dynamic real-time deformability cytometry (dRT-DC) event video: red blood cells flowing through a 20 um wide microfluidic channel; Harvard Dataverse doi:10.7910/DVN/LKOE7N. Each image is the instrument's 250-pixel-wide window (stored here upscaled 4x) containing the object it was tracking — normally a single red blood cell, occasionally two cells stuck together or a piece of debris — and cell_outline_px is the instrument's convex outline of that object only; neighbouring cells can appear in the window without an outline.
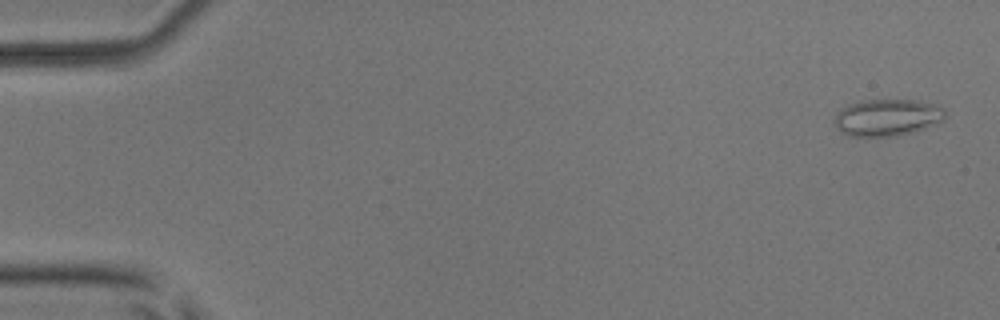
{"species": "common noctule bat (a hibernating species)", "species_latin": "Nyctalus noctula", "temperature_condition": "room temperature", "stored_images_in_passage": 53, "camera_frame_rate_fps": 3000, "um_per_image_px": 0.085, "animal": {"sex": "male", "body_mass_g": 17.9, "forearm_length_mm": 54.2}, "frame": {"image": 1, "passage_image": 2, "time_ms": 0.333, "image_size_px": [1000, 320], "cell_outline_px": [[948, 116], [944, 120], [936, 124], [916, 132], [896, 136], [848, 136], [840, 132], [836, 128], [836, 116], [848, 104], [864, 100], [916, 100], [940, 104], [944, 108]], "centroid_in_image_um": [75.52, 9.99], "position_along_channel_um": 9.5, "area_um2": 24.1}}
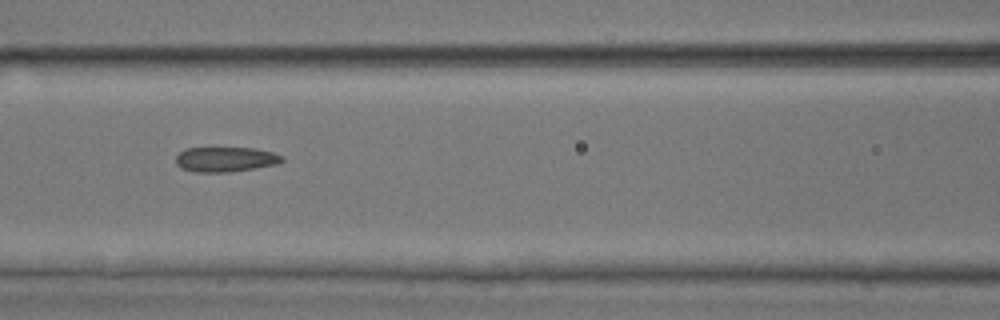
{"frame": {"image": 2, "passage_image": 24, "time_ms": 7.667, "image_size_px": [1000, 320], "cell_outline_px": [[284, 160], [276, 164], [228, 172], [196, 172], [180, 168], [176, 164], [176, 156], [184, 148], [256, 148], [272, 152], [284, 156]], "centroid_in_image_um": [19.15, 13.54], "position_along_channel_um": 147.5, "area_um2": 15.37}}
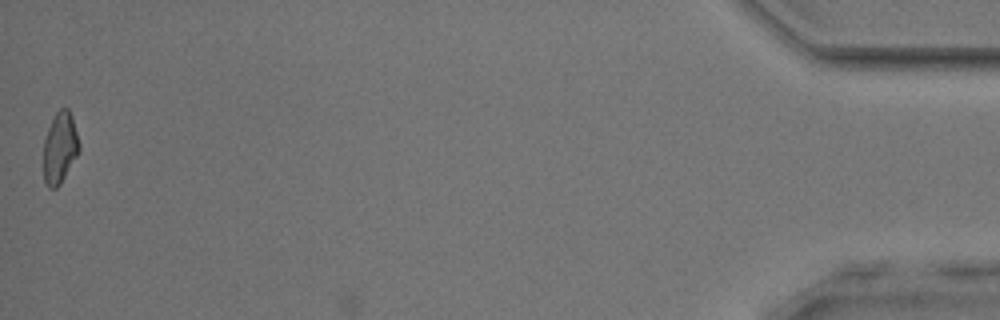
{"frame": {"image": 3, "passage_image": 53, "time_ms": 17.333, "image_size_px": [1000, 320], "cell_outline_px": [[80, 148], [76, 156], [60, 184], [56, 188], [48, 188], [44, 180], [44, 140], [48, 128], [56, 112], [60, 108], [68, 108], [72, 116], [80, 144]], "centroid_in_image_um": [5.09, 12.55], "position_along_channel_um": 430.1, "area_um2": 14.62}, "authors_computed_cell_mechanics": {"area_um2": 15.8372, "velocity_mm_per_s": 3.9081, "shape_relaxation_time_tau1_ms": null, "shape_relaxation_time_tau2_ms": 3.2439, "deformation_change_tau1": null, "deformation_change_tau2": 0.1001}}